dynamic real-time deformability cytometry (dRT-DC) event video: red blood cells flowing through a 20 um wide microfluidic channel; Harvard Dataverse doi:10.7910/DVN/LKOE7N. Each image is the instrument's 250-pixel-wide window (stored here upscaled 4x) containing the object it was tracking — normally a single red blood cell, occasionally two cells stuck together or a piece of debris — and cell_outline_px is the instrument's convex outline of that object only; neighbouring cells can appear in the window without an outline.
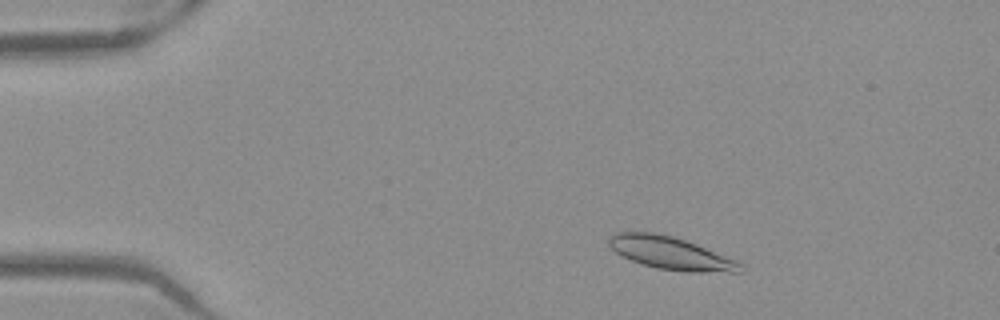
{"species": "Egyptian fruit bat (a non-hibernating species)", "species_latin": "Rousettus aegyptiacus", "temperature_condition": "warm", "stored_images_in_passage": 50, "camera_frame_rate_fps": 3000, "um_per_image_px": 0.085, "frame": {"image": 1, "passage_image": 7, "time_ms": 2.0, "image_size_px": [1000, 320], "cell_outline_px": [[744, 272], [684, 272], [656, 268], [632, 260], [616, 252], [608, 244], [608, 236], [616, 232], [652, 232], [672, 236], [696, 244], [736, 260], [744, 264]], "centroid_in_image_um": [57.04, 21.52], "position_along_channel_um": 28.0, "area_um2": 24.97}}
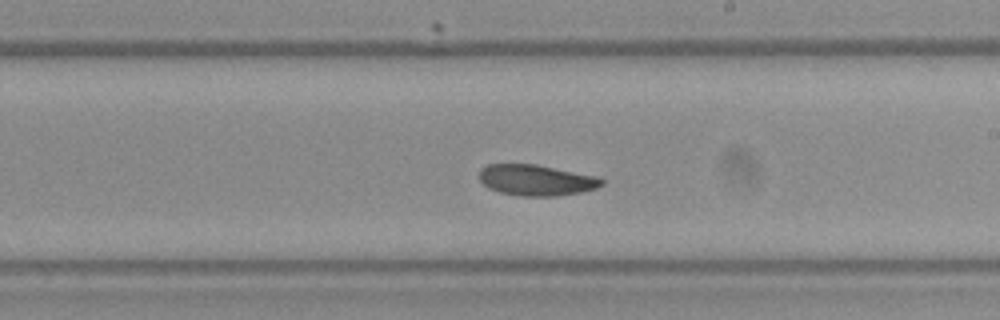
{"frame": {"image": 2, "passage_image": 29, "time_ms": 9.333, "image_size_px": [1000, 320], "cell_outline_px": [[604, 184], [596, 188], [580, 192], [556, 196], [520, 196], [500, 192], [488, 188], [480, 180], [480, 168], [488, 164], [536, 164], [600, 176], [604, 180]], "centroid_in_image_um": [45.61, 15.3], "position_along_channel_um": 243.4, "area_um2": 22.25}}
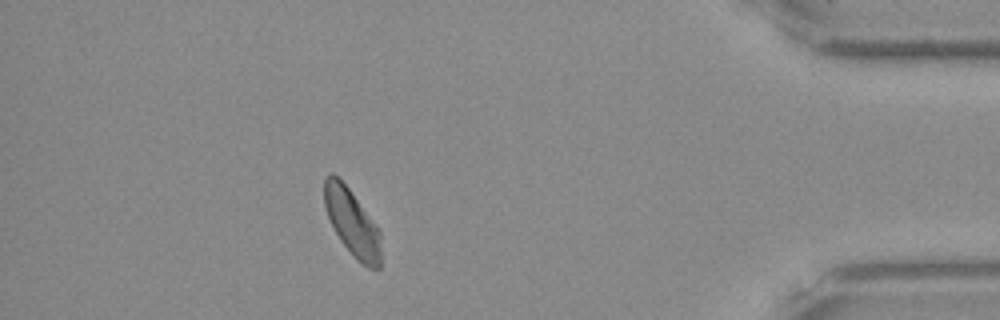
{"frame": {"image": 3, "passage_image": 45, "time_ms": 14.667, "image_size_px": [1000, 320], "cell_outline_px": [[380, 268], [368, 268], [356, 260], [340, 240], [328, 216], [324, 204], [324, 176], [328, 172], [332, 172], [348, 188], [376, 224], [380, 232]], "centroid_in_image_um": [29.92, 18.91], "position_along_channel_um": 405.3, "area_um2": 21.79}, "authors_computed_cell_mechanics": {"area_um2": 22.7732, "velocity_mm_per_s": 3.887, "shape_relaxation_time_tau1_ms": 8.7776, "shape_relaxation_time_tau2_ms": null, "deformation_change_tau1": 0.1503, "deformation_change_tau2": null}}